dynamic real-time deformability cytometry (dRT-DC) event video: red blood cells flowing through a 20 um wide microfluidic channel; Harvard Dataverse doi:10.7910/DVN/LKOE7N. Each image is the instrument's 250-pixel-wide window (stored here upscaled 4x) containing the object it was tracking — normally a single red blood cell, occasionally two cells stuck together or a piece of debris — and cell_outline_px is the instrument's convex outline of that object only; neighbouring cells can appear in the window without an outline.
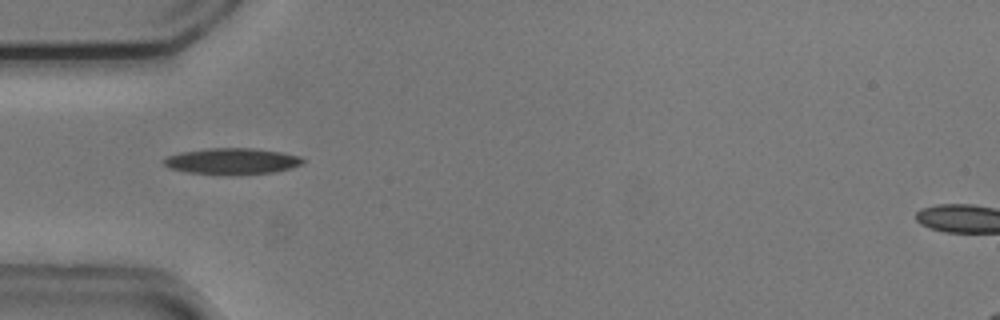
{"species": "common noctule bat (a hibernating species)", "species_latin": "Nyctalus noctula", "temperature_condition": "cold", "stored_images_in_passage": 38, "camera_frame_rate_fps": 3000, "um_per_image_px": 0.085, "animal": {"sex": "male", "body_mass_g": 20.5, "forearm_length_mm": 52.5}, "frame": {"image": 1, "passage_image": 1, "time_ms": 0.0, "image_size_px": [1000, 320], "cell_outline_px": [[304, 164], [272, 172], [188, 172], [168, 168], [164, 164], [164, 160], [168, 156], [180, 152], [208, 148], [252, 148], [280, 152], [300, 156], [304, 160]], "centroid_in_image_um": [19.72, 13.65], "position_along_channel_um": 65.3, "area_um2": 20.11}}
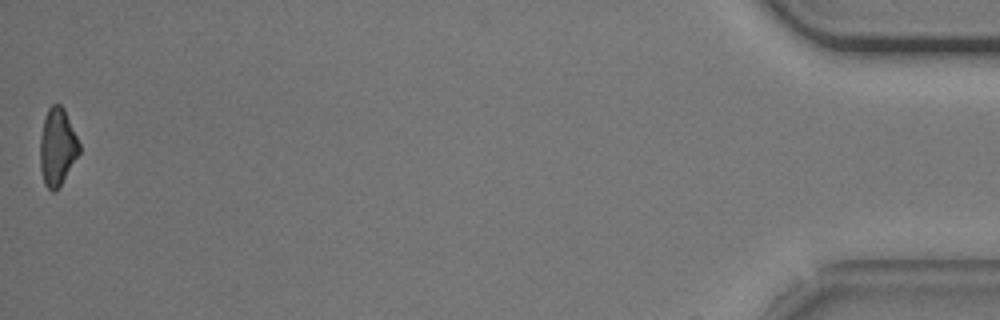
{"frame": {"image": 2, "passage_image": 38, "time_ms": 12.333, "image_size_px": [1000, 320], "cell_outline_px": [[80, 152], [60, 184], [52, 192], [44, 184], [40, 168], [40, 136], [44, 120], [48, 108], [52, 104], [60, 104], [64, 108], [80, 144]], "centroid_in_image_um": [4.86, 12.46], "position_along_channel_um": 430.3, "area_um2": 17.4}, "authors_computed_cell_mechanics": {"area_um2": 19.5364, "velocity_mm_per_s": 3.7405, "shape_relaxation_time_tau1_ms": 3.1105, "shape_relaxation_time_tau2_ms": null, "deformation_change_tau1": 0.1258, "deformation_change_tau2": null}}